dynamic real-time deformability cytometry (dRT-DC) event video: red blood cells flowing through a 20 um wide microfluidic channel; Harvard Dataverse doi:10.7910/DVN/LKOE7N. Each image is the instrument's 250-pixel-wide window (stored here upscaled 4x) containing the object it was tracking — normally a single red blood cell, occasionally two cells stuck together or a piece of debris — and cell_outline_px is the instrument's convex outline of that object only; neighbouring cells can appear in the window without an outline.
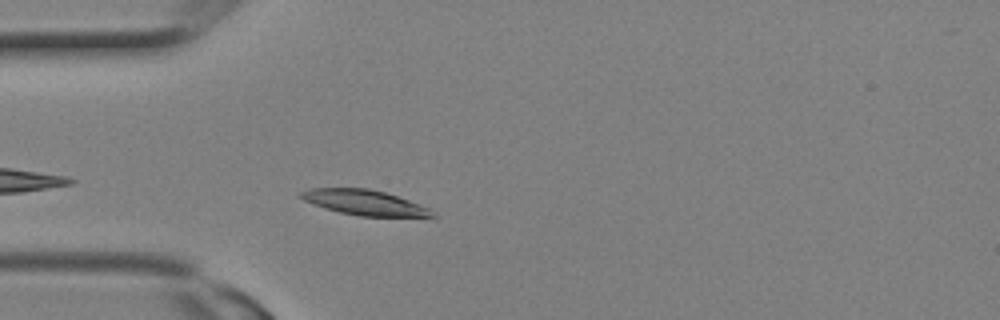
{"species": "Egyptian fruit bat (a non-hibernating species)", "species_latin": "Rousettus aegyptiacus", "temperature_condition": "room temperature", "stored_images_in_passage": 1, "camera_frame_rate_fps": 3000, "um_per_image_px": 0.085, "animal": {"sex": "female"}, "frame": {"image": 1, "passage_image": 1, "time_ms": 0.0, "image_size_px": [1000, 320], "cell_outline_px": [[440, 216], [360, 216], [340, 212], [304, 200], [296, 196], [300, 192], [308, 188], [368, 188], [384, 192], [408, 200], [428, 208]], "centroid_in_image_um": [30.95, 17.2], "position_along_channel_um": 54.1, "area_um2": 18.9}}